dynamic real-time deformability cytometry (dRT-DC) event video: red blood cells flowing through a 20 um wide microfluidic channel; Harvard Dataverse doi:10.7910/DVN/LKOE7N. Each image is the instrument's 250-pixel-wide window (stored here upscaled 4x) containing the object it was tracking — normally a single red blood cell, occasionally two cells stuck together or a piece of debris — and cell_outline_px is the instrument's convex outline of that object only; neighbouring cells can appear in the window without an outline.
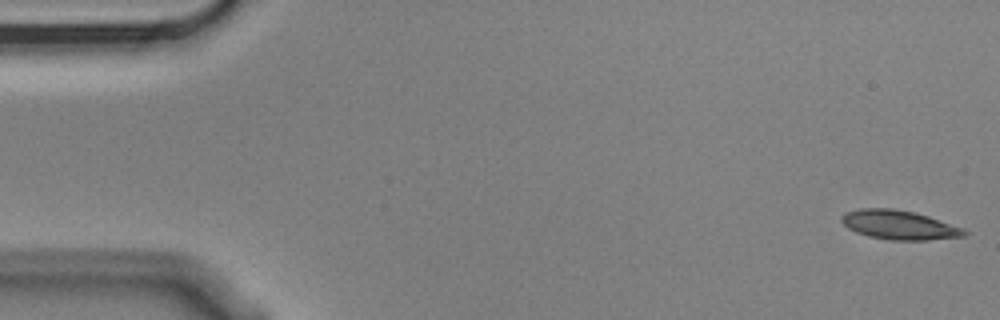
{"species": "Egyptian fruit bat (a non-hibernating species)", "species_latin": "Rousettus aegyptiacus", "temperature_condition": "cold", "stored_images_in_passage": 4, "camera_frame_rate_fps": 3000, "um_per_image_px": 0.085, "animal": {"sex": "male"}, "frame": {"image": 1, "passage_image": 1, "time_ms": 0.0, "image_size_px": [1000, 320], "cell_outline_px": [[968, 236], [928, 240], [892, 240], [868, 236], [856, 232], [848, 228], [840, 220], [840, 216], [844, 212], [860, 208], [892, 208], [912, 212], [928, 216], [964, 228], [968, 232]], "centroid_in_image_um": [76.43, 19.12], "position_along_channel_um": 8.6, "area_um2": 20.98}}